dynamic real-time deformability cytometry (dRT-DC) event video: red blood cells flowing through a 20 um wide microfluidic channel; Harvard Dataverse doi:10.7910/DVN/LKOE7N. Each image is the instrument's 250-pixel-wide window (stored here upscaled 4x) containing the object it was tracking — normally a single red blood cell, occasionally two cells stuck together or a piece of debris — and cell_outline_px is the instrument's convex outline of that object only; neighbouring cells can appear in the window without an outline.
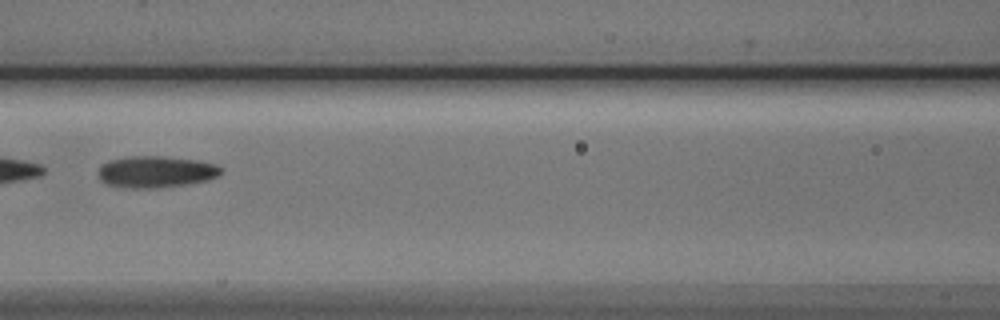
{"species": "Egyptian fruit bat (a non-hibernating species)", "species_latin": "Rousettus aegyptiacus", "temperature_condition": "cold", "stored_images_in_passage": 5, "camera_frame_rate_fps": 3000, "um_per_image_px": 0.085, "animal": {"sex": "male"}, "frame": {"image": 1, "passage_image": 5, "time_ms": 4.667, "image_size_px": [1000, 320], "cell_outline_px": [[224, 168], [220, 176], [208, 180], [188, 184], [156, 188], [132, 188], [108, 184], [100, 180], [96, 172], [100, 164], [108, 160], [128, 156], [164, 156], [196, 160], [216, 164]], "centroid_in_image_um": [13.25, 14.59], "position_along_channel_um": 153.3, "area_um2": 23.0}}